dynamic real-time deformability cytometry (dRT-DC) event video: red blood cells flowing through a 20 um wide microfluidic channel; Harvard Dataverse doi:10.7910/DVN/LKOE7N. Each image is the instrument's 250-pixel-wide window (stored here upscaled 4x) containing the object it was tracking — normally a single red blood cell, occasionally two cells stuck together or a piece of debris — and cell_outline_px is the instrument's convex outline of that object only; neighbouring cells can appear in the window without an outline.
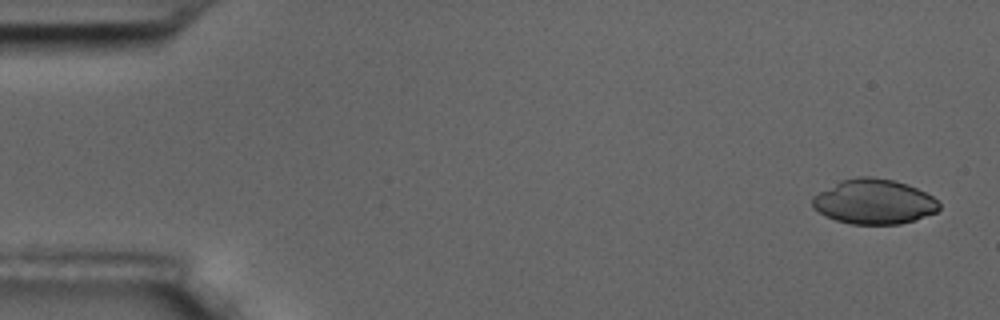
{"species": "common noctule bat (a hibernating species)", "species_latin": "Nyctalus noctula", "temperature_condition": "room temperature", "stored_images_in_passage": 6, "camera_frame_rate_fps": 3000, "um_per_image_px": 0.085, "animal": {"sex": "male", "body_mass_g": 17.5, "forearm_length_mm": 52.3}, "frame": {"image": 1, "passage_image": 1, "time_ms": 0.0, "image_size_px": [1000, 320], "cell_outline_px": [[940, 208], [936, 212], [916, 220], [900, 224], [852, 224], [836, 220], [820, 212], [812, 204], [812, 196], [840, 180], [856, 176], [872, 176], [896, 180], [916, 188], [932, 196], [940, 204]], "centroid_in_image_um": [74.3, 17.13], "position_along_channel_um": 10.7, "area_um2": 33.12}}